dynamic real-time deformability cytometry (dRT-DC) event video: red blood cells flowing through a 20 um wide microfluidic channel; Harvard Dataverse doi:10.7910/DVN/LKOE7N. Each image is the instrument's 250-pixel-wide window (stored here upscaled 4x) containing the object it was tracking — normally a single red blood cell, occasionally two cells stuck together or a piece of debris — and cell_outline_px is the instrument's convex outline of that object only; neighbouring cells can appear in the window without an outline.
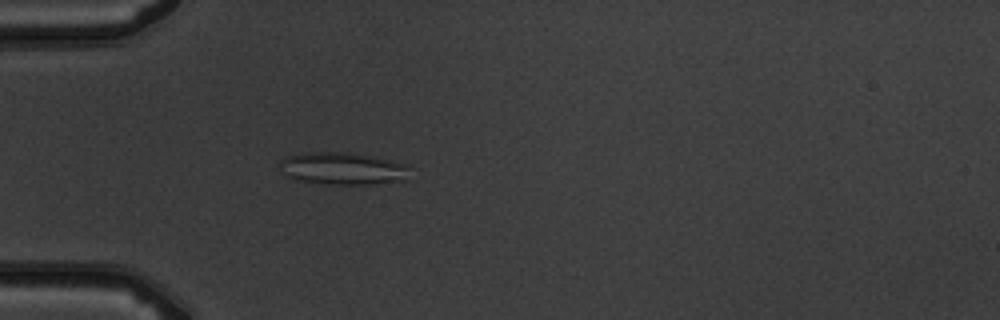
{"species": "common noctule bat (a hibernating species)", "species_latin": "Nyctalus noctula", "temperature_condition": "warm", "stored_images_in_passage": 4, "camera_frame_rate_fps": 3000, "um_per_image_px": 0.085, "animal": {"sex": "male", "body_mass_g": 19.5, "forearm_length_mm": 54.6}, "frame": {"image": 1, "passage_image": 4, "time_ms": 4.333, "image_size_px": [1000, 320], "cell_outline_px": [[408, 180], [372, 184], [332, 184], [300, 180], [288, 176], [284, 172], [280, 164], [280, 160], [284, 156], [304, 152], [348, 152], [372, 156], [392, 160], [408, 164]], "centroid_in_image_um": [29.17, 14.31], "position_along_channel_um": 55.8, "area_um2": 24.51}}